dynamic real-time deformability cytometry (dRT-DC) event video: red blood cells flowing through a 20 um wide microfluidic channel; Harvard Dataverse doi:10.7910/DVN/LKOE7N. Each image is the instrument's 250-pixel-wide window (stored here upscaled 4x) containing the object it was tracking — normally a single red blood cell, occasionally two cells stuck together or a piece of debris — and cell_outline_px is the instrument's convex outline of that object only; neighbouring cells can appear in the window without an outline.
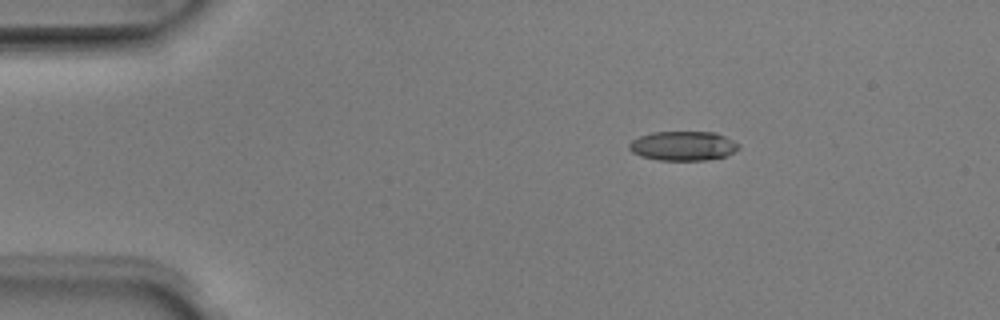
{"species": "Egyptian fruit bat (a non-hibernating species)", "species_latin": "Rousettus aegyptiacus", "temperature_condition": "room temperature", "stored_images_in_passage": 2, "camera_frame_rate_fps": 3000, "um_per_image_px": 0.085, "animal": {"sex": "male"}, "frame": {"image": 1, "passage_image": 1, "time_ms": 0.0, "image_size_px": [1000, 320], "cell_outline_px": [[740, 148], [724, 156], [708, 160], [660, 160], [640, 156], [632, 152], [628, 148], [628, 144], [632, 140], [640, 136], [652, 132], [716, 132], [740, 144]], "centroid_in_image_um": [58.04, 12.4], "position_along_channel_um": 27.0, "area_um2": 18.73}}